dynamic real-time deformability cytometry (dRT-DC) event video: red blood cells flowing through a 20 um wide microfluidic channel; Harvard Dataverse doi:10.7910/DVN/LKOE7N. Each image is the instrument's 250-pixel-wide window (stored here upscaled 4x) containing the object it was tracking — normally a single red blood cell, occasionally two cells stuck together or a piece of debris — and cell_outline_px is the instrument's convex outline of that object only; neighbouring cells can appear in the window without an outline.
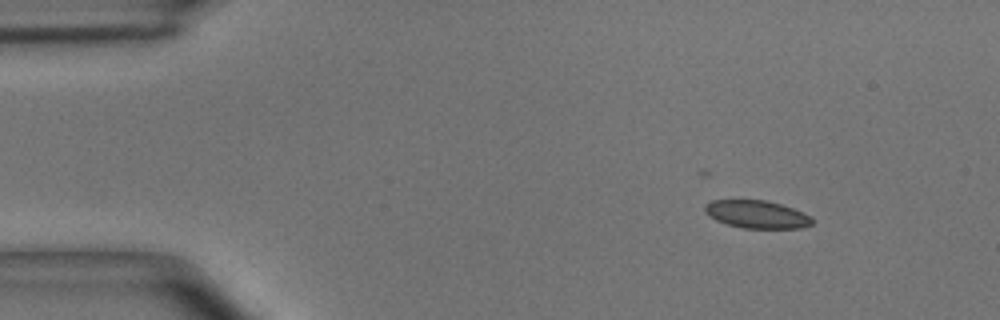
{"species": "common noctule bat (a hibernating species)", "species_latin": "Nyctalus noctula", "temperature_condition": "room temperature", "stored_images_in_passage": 5, "camera_frame_rate_fps": 3000, "um_per_image_px": 0.085, "animal": {"sex": "male", "body_mass_g": 15.6}, "frame": {"image": 1, "passage_image": 2, "time_ms": 0.333, "image_size_px": [1000, 320], "cell_outline_px": [[812, 224], [800, 228], [744, 228], [728, 224], [716, 220], [708, 216], [704, 208], [704, 204], [712, 200], [764, 200], [780, 204], [792, 208], [812, 216]], "centroid_in_image_um": [64.31, 18.21], "position_along_channel_um": 20.7, "area_um2": 17.28}}
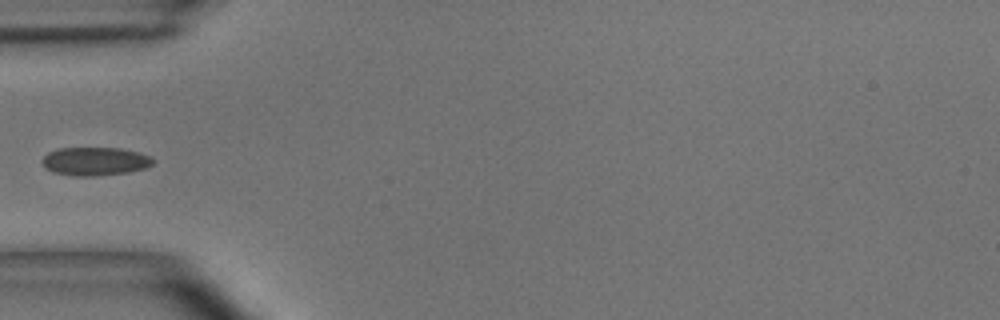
{"frame": {"image": 2, "passage_image": 5, "time_ms": 1.333, "image_size_px": [1000, 320], "cell_outline_px": [[156, 160], [152, 164], [144, 168], [128, 172], [96, 176], [72, 176], [52, 172], [44, 168], [40, 160], [48, 152], [60, 148], [120, 148], [140, 152], [152, 156]], "centroid_in_image_um": [8.07, 13.71], "position_along_channel_um": 76.9, "area_um2": 18.61}}